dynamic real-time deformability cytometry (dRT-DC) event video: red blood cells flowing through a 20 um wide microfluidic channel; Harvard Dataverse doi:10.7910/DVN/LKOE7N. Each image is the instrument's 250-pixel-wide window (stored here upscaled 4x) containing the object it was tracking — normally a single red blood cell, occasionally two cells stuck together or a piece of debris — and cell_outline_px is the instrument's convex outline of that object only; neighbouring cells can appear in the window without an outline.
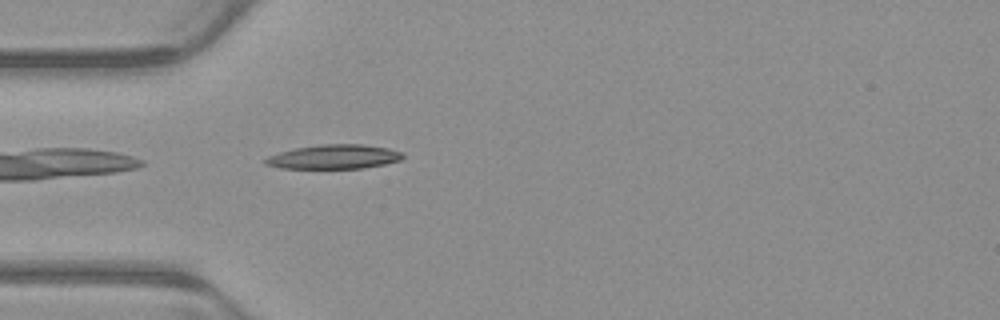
{"species": "common noctule bat (a hibernating species)", "species_latin": "Nyctalus noctula", "temperature_condition": "warm", "stored_images_in_passage": 1, "camera_frame_rate_fps": 3000, "um_per_image_px": 0.085, "animal": {"sex": "male", "body_mass_g": 23.1, "forearm_length_mm": 52.7}, "frame": {"image": 1, "passage_image": 1, "time_ms": 0.0, "image_size_px": [1000, 320], "cell_outline_px": [[404, 156], [400, 160], [384, 164], [364, 168], [280, 168], [264, 164], [264, 160], [268, 156], [280, 152], [296, 148], [320, 144], [364, 144], [388, 148], [400, 152]], "centroid_in_image_um": [28.38, 13.32], "position_along_channel_um": 56.6, "area_um2": 19.31}}